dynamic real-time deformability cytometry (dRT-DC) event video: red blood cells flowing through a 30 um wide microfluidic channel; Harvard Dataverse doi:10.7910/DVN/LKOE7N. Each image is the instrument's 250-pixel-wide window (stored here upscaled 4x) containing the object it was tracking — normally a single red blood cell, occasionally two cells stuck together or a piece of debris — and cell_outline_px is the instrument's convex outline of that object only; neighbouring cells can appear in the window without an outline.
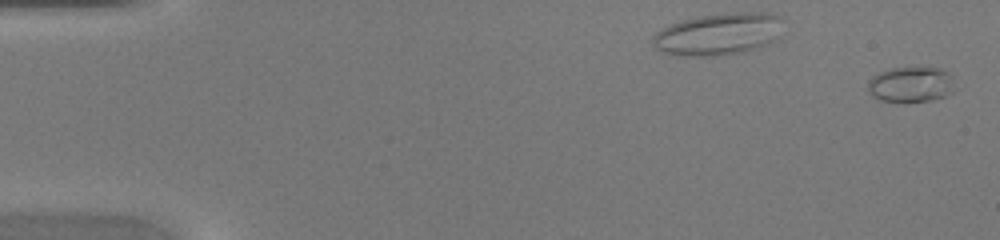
{"species": "common noctule bat (a hibernating species)", "species_latin": "Nyctalus noctula", "temperature_condition": "warm", "stored_images_in_passage": 46, "camera_frame_rate_fps": 3000, "um_per_image_px": 0.085, "animal": {"sex": "female", "body_mass_g": 20.0, "forearm_length_mm": 54.0}, "frame": {"image": 1, "passage_image": 2, "time_ms": 0.333, "image_size_px": [1000, 240], "cell_outline_px": [[952, 92], [948, 96], [932, 100], [880, 100], [872, 96], [868, 92], [868, 80], [872, 76], [880, 72], [892, 68], [940, 68], [948, 72], [952, 76]], "centroid_in_image_um": [77.42, 7.16], "position_along_channel_um": 7.6, "area_um2": 17.63}}
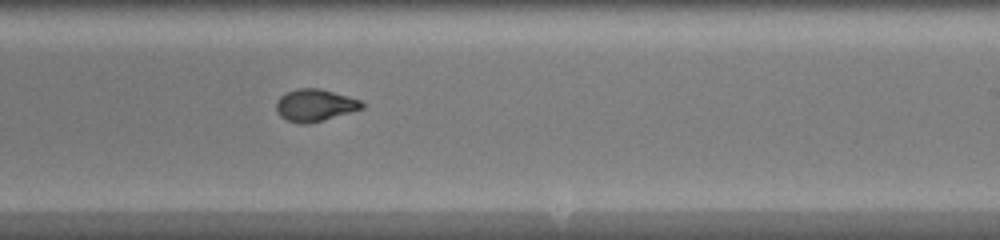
{"frame": {"image": 2, "passage_image": 29, "time_ms": 9.333, "image_size_px": [1000, 240], "cell_outline_px": [[368, 104], [364, 108], [324, 120], [308, 124], [300, 124], [288, 120], [280, 116], [276, 112], [276, 100], [280, 96], [296, 88], [320, 88], [348, 96], [360, 100]], "centroid_in_image_um": [26.78, 8.94], "position_along_channel_um": 262.2, "area_um2": 16.24}}
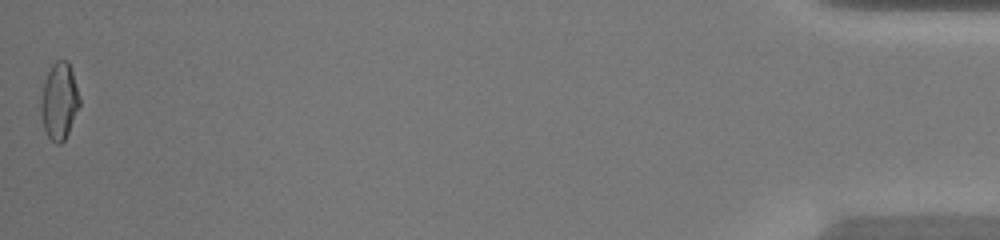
{"frame": {"image": 3, "passage_image": 46, "time_ms": 15.0, "image_size_px": [1000, 240], "cell_outline_px": [[80, 104], [68, 132], [64, 140], [60, 144], [56, 144], [48, 136], [44, 128], [40, 112], [40, 100], [44, 80], [52, 64], [56, 60], [68, 60], [80, 96]], "centroid_in_image_um": [5.02, 8.58], "position_along_channel_um": 430.2, "area_um2": 17.28}}